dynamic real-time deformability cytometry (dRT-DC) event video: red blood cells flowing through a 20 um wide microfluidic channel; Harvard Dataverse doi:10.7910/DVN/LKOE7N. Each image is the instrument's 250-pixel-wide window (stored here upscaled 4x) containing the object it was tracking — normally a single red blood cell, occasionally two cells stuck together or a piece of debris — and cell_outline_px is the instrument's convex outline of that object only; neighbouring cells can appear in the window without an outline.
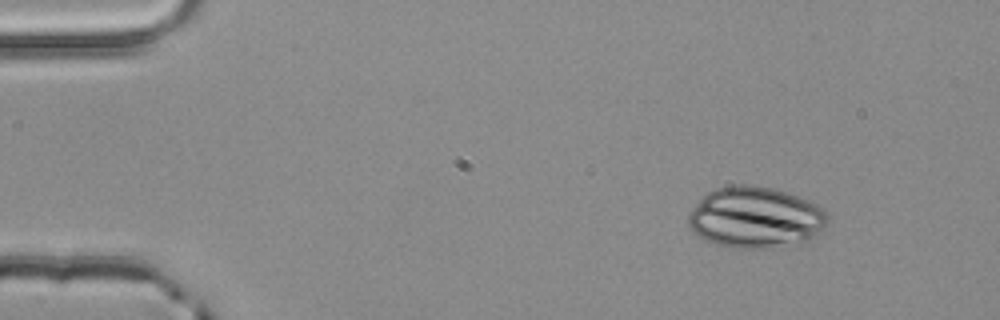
{"species": "common noctule bat (a hibernating species)", "species_latin": "Nyctalus noctula", "temperature_condition": "room temperature", "stored_images_in_passage": 3, "camera_frame_rate_fps": 3000, "um_per_image_px": 0.085, "animal": {"sex": "male", "body_mass_g": 20.4}, "frame": {"image": 1, "passage_image": 1, "time_ms": 0.0, "image_size_px": [1000, 320], "cell_outline_px": [[828, 220], [812, 236], [800, 244], [772, 248], [732, 248], [716, 244], [704, 240], [692, 232], [688, 228], [688, 212], [708, 192], [716, 188], [732, 184], [748, 184], [772, 188], [788, 192], [816, 204], [824, 208], [828, 216]], "centroid_in_image_um": [64.16, 18.49], "position_along_channel_um": 20.8, "area_um2": 49.88}}